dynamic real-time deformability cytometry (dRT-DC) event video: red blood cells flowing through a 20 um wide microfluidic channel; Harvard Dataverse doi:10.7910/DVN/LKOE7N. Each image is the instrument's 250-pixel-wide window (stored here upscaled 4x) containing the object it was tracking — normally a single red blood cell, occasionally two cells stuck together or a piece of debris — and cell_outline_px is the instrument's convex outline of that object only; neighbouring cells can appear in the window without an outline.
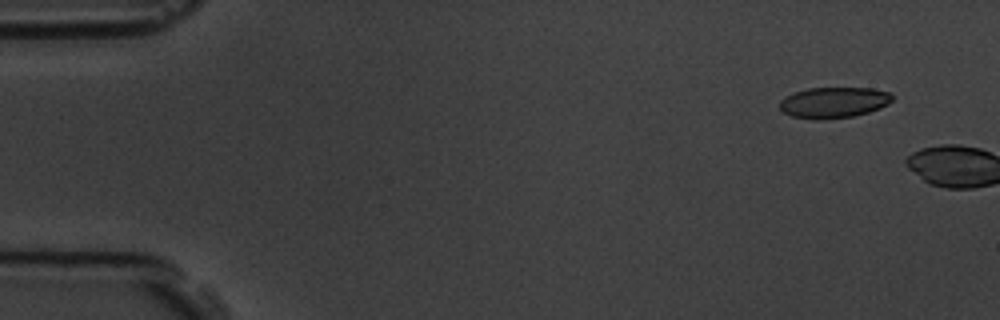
{"species": "common noctule bat (a hibernating species)", "species_latin": "Nyctalus noctula", "temperature_condition": "room temperature", "stored_images_in_passage": 2, "camera_frame_rate_fps": 3000, "um_per_image_px": 0.085, "animal": {"sex": "male", "body_mass_g": 19.5, "forearm_length_mm": 54.6}, "frame": {"image": 1, "passage_image": 1, "time_ms": 0.0, "image_size_px": [1000, 320], "cell_outline_px": [[896, 96], [888, 104], [880, 108], [868, 112], [852, 116], [820, 120], [812, 120], [792, 116], [784, 112], [780, 108], [780, 100], [784, 96], [808, 88], [872, 88], [892, 92]], "centroid_in_image_um": [70.9, 8.71], "position_along_channel_um": 14.1, "area_um2": 20.46}}